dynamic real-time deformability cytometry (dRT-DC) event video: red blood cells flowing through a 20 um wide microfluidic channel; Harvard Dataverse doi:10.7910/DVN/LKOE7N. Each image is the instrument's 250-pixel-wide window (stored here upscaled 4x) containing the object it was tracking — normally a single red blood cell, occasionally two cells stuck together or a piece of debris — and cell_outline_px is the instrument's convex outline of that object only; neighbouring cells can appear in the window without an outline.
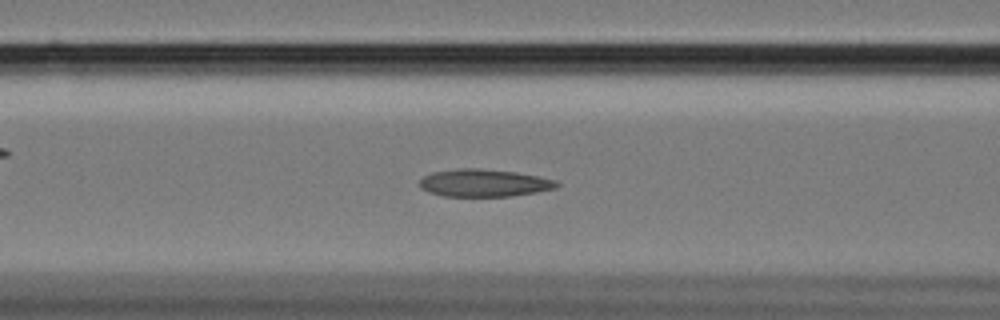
{"species": "Egyptian fruit bat (a non-hibernating species)", "species_latin": "Rousettus aegyptiacus", "temperature_condition": "cold", "stored_images_in_passage": 46, "camera_frame_rate_fps": 3000, "um_per_image_px": 0.085, "animal": {"sex": "female"}, "frame": {"image": 1, "passage_image": 11, "time_ms": 3.333, "image_size_px": [1000, 320], "cell_outline_px": [[560, 184], [556, 188], [536, 192], [512, 196], [444, 196], [428, 192], [420, 188], [420, 180], [424, 176], [432, 172], [460, 168], [480, 168], [516, 172], [556, 180]], "centroid_in_image_um": [41.13, 15.55], "position_along_channel_um": 125.5, "area_um2": 21.96}}
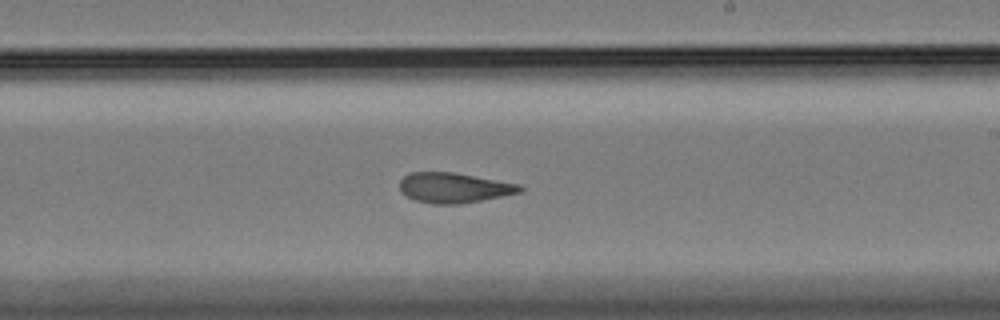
{"frame": {"image": 2, "passage_image": 22, "time_ms": 7.0, "image_size_px": [1000, 320], "cell_outline_px": [[524, 188], [520, 192], [460, 204], [432, 204], [416, 200], [400, 192], [400, 180], [408, 172], [452, 172], [520, 184]], "centroid_in_image_um": [38.55, 15.95], "position_along_channel_um": 250.5, "area_um2": 20.92}}
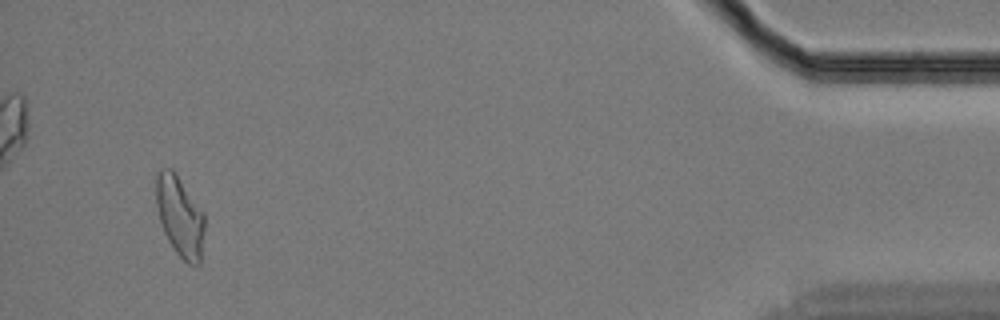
{"frame": {"image": 3, "passage_image": 43, "time_ms": 14.0, "image_size_px": [1000, 320], "cell_outline_px": [[204, 232], [200, 264], [188, 264], [176, 252], [168, 240], [164, 232], [160, 220], [156, 204], [156, 176], [164, 168], [172, 168], [204, 212]], "centroid_in_image_um": [15.3, 18.39], "position_along_channel_um": 419.9, "area_um2": 22.54}, "authors_computed_cell_mechanics": {"area_um2": 21.8484, "velocity_mm_per_s": 3.4146, "shape_relaxation_time_tau1_ms": null, "shape_relaxation_time_tau2_ms": 1.9972, "deformation_change_tau1": null, "deformation_change_tau2": 0.0945}}